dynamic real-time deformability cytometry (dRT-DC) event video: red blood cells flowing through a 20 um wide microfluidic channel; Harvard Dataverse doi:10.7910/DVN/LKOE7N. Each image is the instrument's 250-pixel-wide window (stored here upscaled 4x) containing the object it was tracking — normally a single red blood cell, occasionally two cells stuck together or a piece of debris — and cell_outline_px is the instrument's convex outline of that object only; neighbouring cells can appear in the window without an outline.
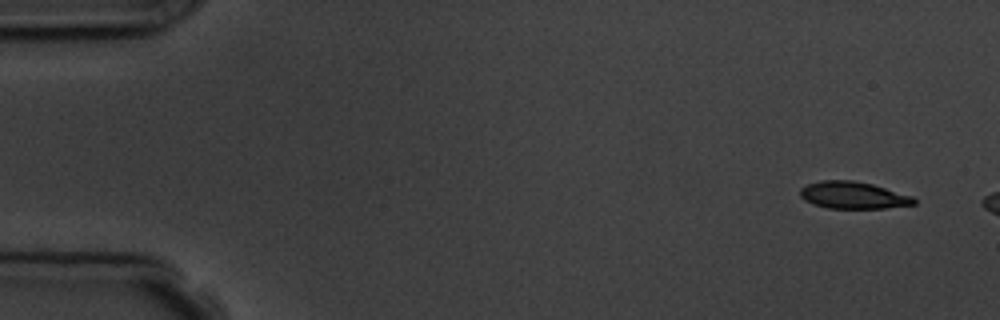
{"species": "common noctule bat (a hibernating species)", "species_latin": "Nyctalus noctula", "temperature_condition": "room temperature", "stored_images_in_passage": 3, "camera_frame_rate_fps": 3000, "um_per_image_px": 0.085, "animal": {"sex": "male", "body_mass_g": 19.5, "forearm_length_mm": 54.6}, "frame": {"image": 1, "passage_image": 1, "time_ms": 0.0, "image_size_px": [1000, 320], "cell_outline_px": [[916, 204], [884, 208], [828, 208], [812, 204], [804, 200], [800, 196], [800, 188], [808, 184], [820, 180], [852, 180], [872, 184], [912, 196], [916, 200]], "centroid_in_image_um": [72.49, 16.59], "position_along_channel_um": 12.5, "area_um2": 17.92}}